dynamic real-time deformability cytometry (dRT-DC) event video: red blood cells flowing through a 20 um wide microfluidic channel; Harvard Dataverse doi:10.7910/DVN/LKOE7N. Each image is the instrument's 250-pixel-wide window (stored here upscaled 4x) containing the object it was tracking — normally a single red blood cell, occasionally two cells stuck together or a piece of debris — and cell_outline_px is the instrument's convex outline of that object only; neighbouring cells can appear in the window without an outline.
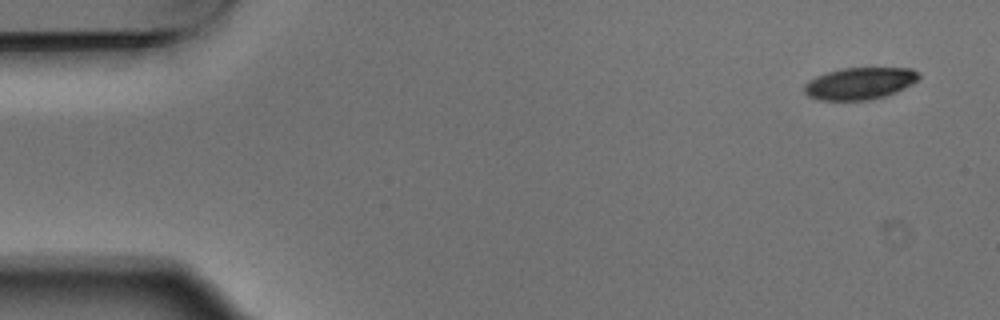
{"species": "Egyptian fruit bat (a non-hibernating species)", "species_latin": "Rousettus aegyptiacus", "temperature_condition": "warm", "stored_images_in_passage": 7, "camera_frame_rate_fps": 3000, "um_per_image_px": 0.085, "animal": {"sex": "male"}, "frame": {"image": 1, "passage_image": 1, "time_ms": 0.0, "image_size_px": [1000, 320], "cell_outline_px": [[920, 76], [912, 84], [896, 92], [884, 96], [868, 100], [816, 100], [808, 96], [804, 92], [804, 84], [808, 80], [816, 76], [840, 68], [912, 68], [920, 72]], "centroid_in_image_um": [73.06, 7.09], "position_along_channel_um": 11.9, "area_um2": 21.44}}
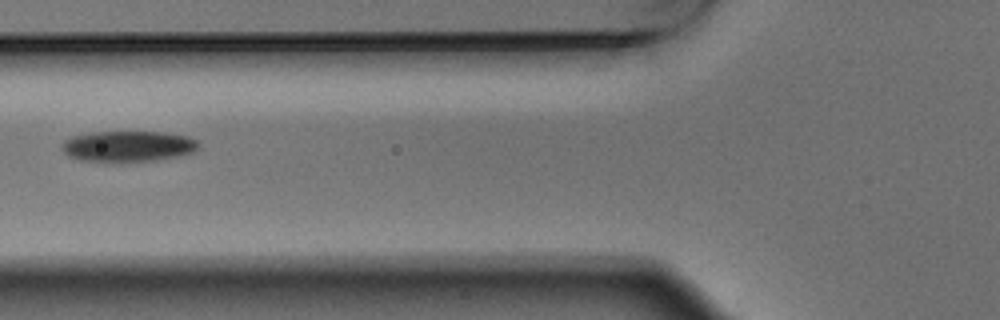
{"frame": {"image": 2, "passage_image": 6, "time_ms": 1.667, "image_size_px": [1000, 320], "cell_outline_px": [[200, 144], [192, 152], [176, 156], [156, 160], [108, 164], [80, 160], [68, 156], [60, 148], [60, 144], [64, 140], [72, 136], [92, 132], [164, 132], [188, 136], [196, 140]], "centroid_in_image_um": [10.8, 12.46], "position_along_channel_um": 115.0, "area_um2": 25.2}}
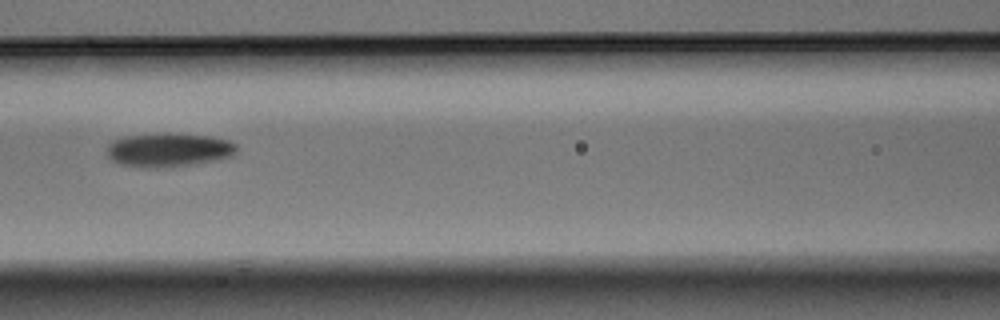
{"frame": {"image": 3, "passage_image": 7, "time_ms": 2.0, "image_size_px": [1000, 320], "cell_outline_px": [[236, 152], [232, 156], [216, 160], [192, 164], [164, 168], [140, 168], [120, 164], [112, 160], [108, 156], [108, 144], [112, 140], [124, 136], [168, 132], [212, 136], [228, 140], [236, 144]], "centroid_in_image_um": [14.32, 12.73], "position_along_channel_um": 152.3, "area_um2": 26.01}}